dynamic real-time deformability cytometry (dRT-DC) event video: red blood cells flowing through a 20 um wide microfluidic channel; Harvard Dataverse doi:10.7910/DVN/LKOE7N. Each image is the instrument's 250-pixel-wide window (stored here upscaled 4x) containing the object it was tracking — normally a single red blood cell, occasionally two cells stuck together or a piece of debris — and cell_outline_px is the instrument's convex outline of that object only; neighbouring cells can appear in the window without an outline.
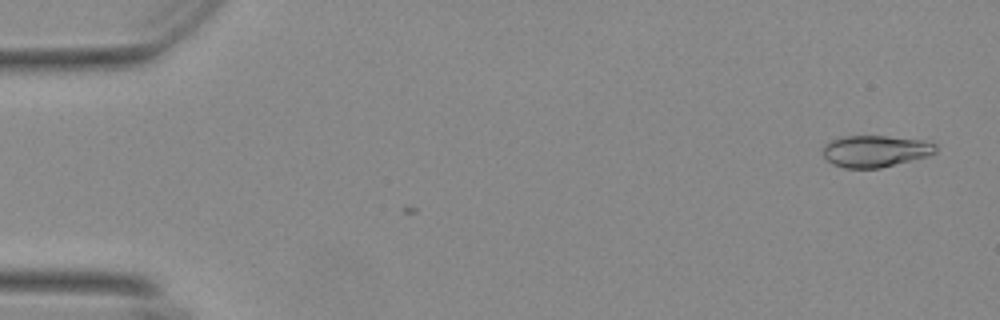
{"species": "Egyptian fruit bat (a non-hibernating species)", "species_latin": "Rousettus aegyptiacus", "temperature_condition": "warm", "stored_images_in_passage": 3, "camera_frame_rate_fps": 3000, "um_per_image_px": 0.085, "animal": {"sex": "female"}, "frame": {"image": 1, "passage_image": 3, "time_ms": 0.667, "image_size_px": [1000, 320], "cell_outline_px": [[936, 152], [928, 156], [880, 168], [844, 168], [832, 164], [824, 156], [824, 144], [832, 140], [844, 136], [884, 136], [924, 140], [936, 144]], "centroid_in_image_um": [74.41, 12.85], "position_along_channel_um": 10.6, "area_um2": 20.75}}